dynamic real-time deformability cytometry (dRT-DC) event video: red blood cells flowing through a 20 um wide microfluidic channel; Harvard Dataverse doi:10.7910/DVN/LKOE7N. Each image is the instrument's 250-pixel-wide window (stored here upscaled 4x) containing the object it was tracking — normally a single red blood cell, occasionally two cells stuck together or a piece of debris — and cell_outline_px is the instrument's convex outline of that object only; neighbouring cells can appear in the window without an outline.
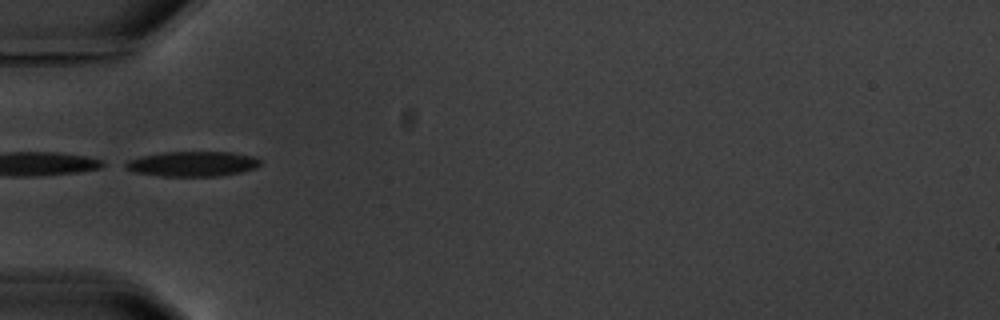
{"species": "common noctule bat (a hibernating species)", "species_latin": "Nyctalus noctula", "temperature_condition": "warm", "stored_images_in_passage": 5, "camera_frame_rate_fps": 3000, "um_per_image_px": 0.085, "animal": {"sex": "male", "body_mass_g": 20.1, "forearm_length_mm": 53.5}, "frame": {"image": 1, "passage_image": 2, "time_ms": 2.0, "image_size_px": [1000, 320], "cell_outline_px": [[260, 164], [256, 168], [240, 172], [220, 176], [160, 176], [136, 172], [124, 168], [120, 164], [128, 160], [140, 156], [164, 152], [232, 152], [252, 156], [260, 160]], "centroid_in_image_um": [16.31, 13.93], "position_along_channel_um": 68.7, "area_um2": 19.77}}